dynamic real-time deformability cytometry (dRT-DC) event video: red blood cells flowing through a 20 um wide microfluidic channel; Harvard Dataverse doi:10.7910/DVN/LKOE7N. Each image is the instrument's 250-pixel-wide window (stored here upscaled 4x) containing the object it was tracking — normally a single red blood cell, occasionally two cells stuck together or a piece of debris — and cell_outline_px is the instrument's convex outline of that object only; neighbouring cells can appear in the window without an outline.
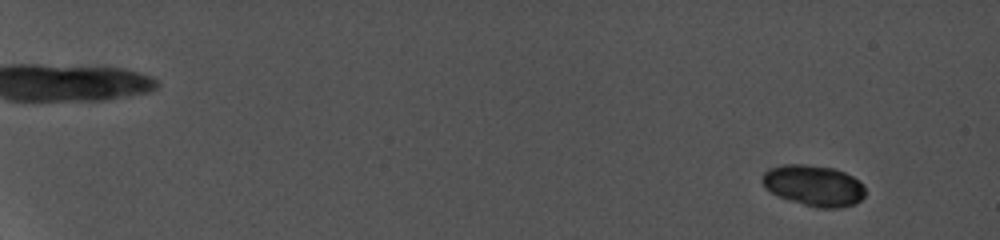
{"species": "common noctule bat (a hibernating species)", "species_latin": "Nyctalus noctula", "temperature_condition": "cold", "stored_images_in_passage": 9, "camera_frame_rate_fps": 5000, "um_per_image_px": 0.085, "animal": {"sex": "female", "body_mass_g": 19.0, "forearm_length_mm": 56.7}, "frame": {"image": 1, "passage_image": 2, "time_ms": 0.8, "image_size_px": [1000, 240], "cell_outline_px": [[864, 196], [856, 204], [840, 208], [816, 208], [780, 196], [764, 188], [760, 180], [760, 176], [768, 168], [784, 164], [808, 164], [832, 168], [844, 172], [860, 180], [864, 184]], "centroid_in_image_um": [69.16, 15.76], "position_along_channel_um": 15.8, "area_um2": 24.8}}
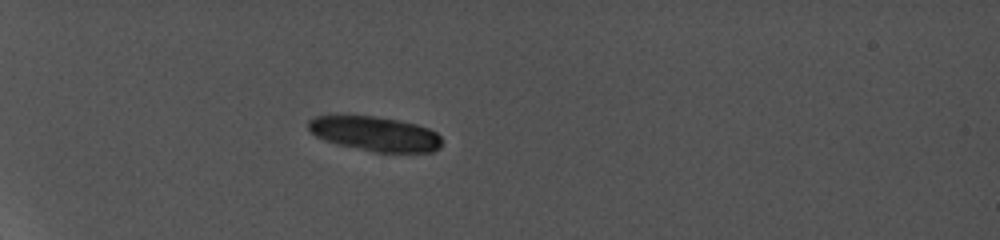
{"frame": {"image": 2, "passage_image": 8, "time_ms": 6.4, "image_size_px": [1000, 240], "cell_outline_px": [[440, 148], [432, 152], [372, 152], [336, 144], [324, 140], [316, 136], [308, 128], [308, 120], [316, 116], [372, 116], [400, 120], [416, 124], [428, 128], [436, 132], [440, 136]], "centroid_in_image_um": [31.88, 11.38], "position_along_channel_um": 53.1, "area_um2": 26.93}}